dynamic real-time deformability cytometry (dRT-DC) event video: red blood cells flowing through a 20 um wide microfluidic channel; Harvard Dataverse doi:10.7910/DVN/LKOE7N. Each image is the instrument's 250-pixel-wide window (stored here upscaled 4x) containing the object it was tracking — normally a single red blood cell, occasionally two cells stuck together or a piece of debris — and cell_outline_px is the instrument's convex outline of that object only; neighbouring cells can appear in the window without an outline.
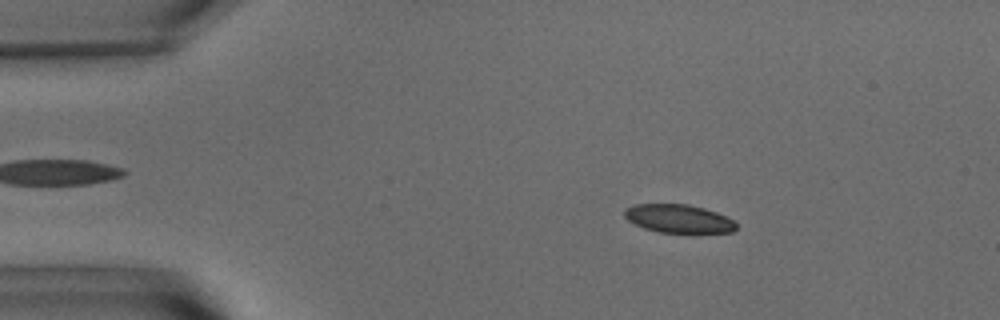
{"species": "common noctule bat (a hibernating species)", "species_latin": "Nyctalus noctula", "temperature_condition": "warm", "stored_images_in_passage": 56, "camera_frame_rate_fps": 3000, "um_per_image_px": 0.085, "animal": {"sex": "male", "body_mass_g": 15.6}, "frame": {"image": 1, "passage_image": 9, "time_ms": 2.667, "image_size_px": [1000, 320], "cell_outline_px": [[736, 228], [732, 232], [660, 232], [644, 228], [628, 220], [624, 216], [624, 208], [636, 204], [688, 204], [704, 208], [716, 212], [732, 220], [736, 224]], "centroid_in_image_um": [57.64, 18.57], "position_along_channel_um": 27.4, "area_um2": 18.21}}
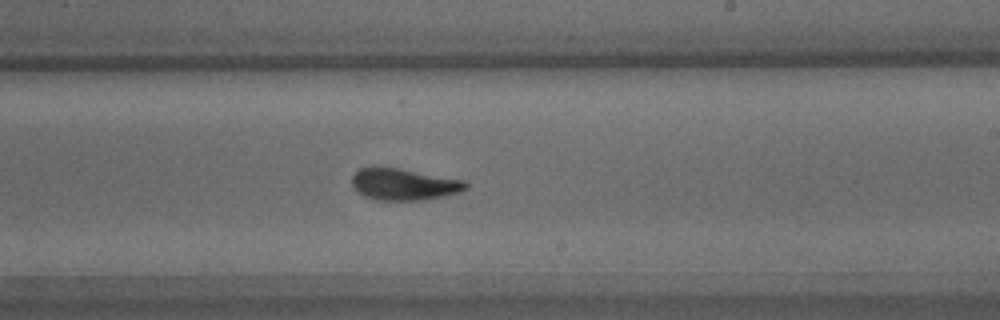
{"frame": {"image": 2, "passage_image": 33, "time_ms": 10.667, "image_size_px": [1000, 320], "cell_outline_px": [[468, 188], [460, 192], [428, 200], [376, 200], [364, 196], [356, 192], [352, 184], [352, 176], [360, 168], [372, 164], [376, 164], [400, 168], [468, 180]], "centroid_in_image_um": [34.33, 15.63], "position_along_channel_um": 254.7, "area_um2": 21.91}}
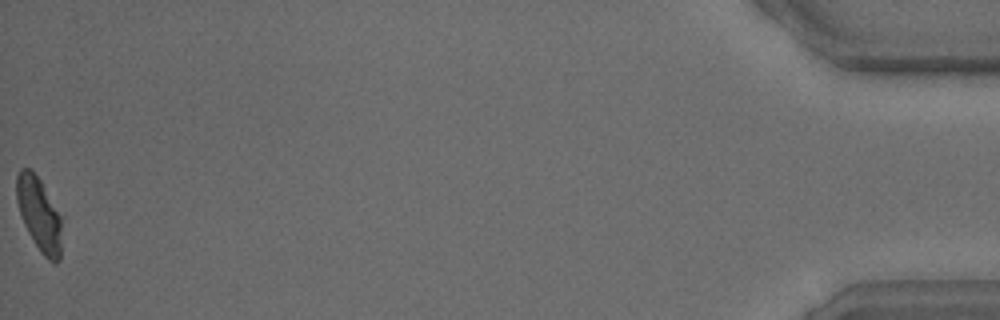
{"frame": {"image": 3, "passage_image": 56, "time_ms": 18.333, "image_size_px": [1000, 320], "cell_outline_px": [[64, 216], [60, 260], [56, 264], [48, 260], [40, 252], [28, 232], [20, 216], [16, 200], [16, 176], [20, 168], [28, 168], [40, 180]], "centroid_in_image_um": [3.38, 18.25], "position_along_channel_um": 431.8, "area_um2": 20.23}, "authors_computed_cell_mechanics": {"area_um2": 20.9236, "velocity_mm_per_s": 3.6017, "shape_relaxation_time_tau1_ms": 4.2532, "shape_relaxation_time_tau2_ms": 2.3377, "deformation_change_tau1": 0.1568, "deformation_change_tau2": 0.0971}}